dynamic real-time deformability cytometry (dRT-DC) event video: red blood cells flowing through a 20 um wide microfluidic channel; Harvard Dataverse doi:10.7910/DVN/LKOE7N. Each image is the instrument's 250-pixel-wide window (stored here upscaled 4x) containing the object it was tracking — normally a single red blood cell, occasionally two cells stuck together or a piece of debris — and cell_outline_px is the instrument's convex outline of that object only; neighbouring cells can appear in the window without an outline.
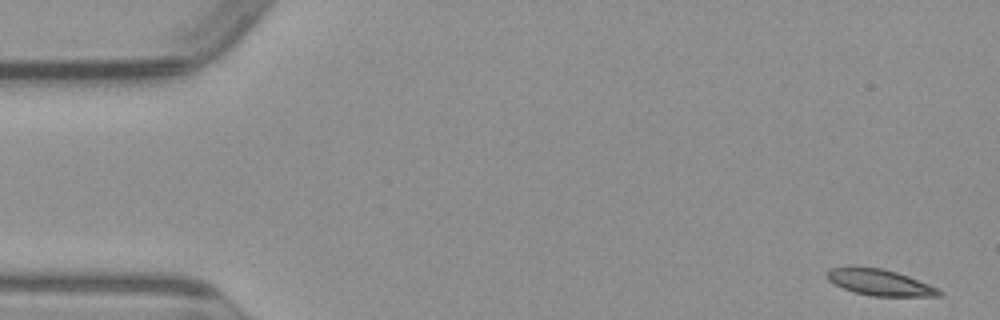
{"species": "common noctule bat (a hibernating species)", "species_latin": "Nyctalus noctula", "temperature_condition": "warm", "stored_images_in_passage": 50, "camera_frame_rate_fps": 3000, "um_per_image_px": 0.085, "animal": {"sex": "male", "body_mass_g": 23.1, "forearm_length_mm": 52.7}, "frame": {"image": 1, "passage_image": 1, "time_ms": 0.0, "image_size_px": [1000, 320], "cell_outline_px": [[944, 292], [940, 296], [872, 296], [852, 292], [828, 280], [824, 276], [828, 268], [848, 264], [884, 268], [908, 276], [940, 288]], "centroid_in_image_um": [74.72, 23.96], "position_along_channel_um": 10.3, "area_um2": 17.8}}
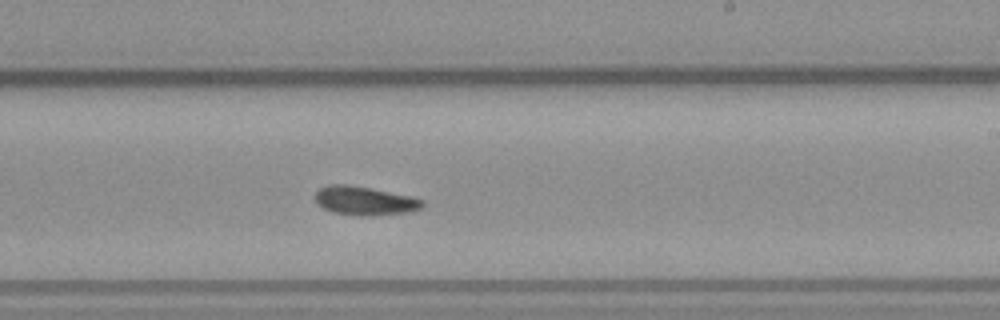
{"frame": {"image": 2, "passage_image": 29, "time_ms": 9.333, "image_size_px": [1000, 320], "cell_outline_px": [[424, 204], [420, 208], [408, 212], [360, 216], [332, 212], [324, 208], [316, 200], [316, 192], [320, 188], [328, 184], [348, 184], [412, 196], [424, 200]], "centroid_in_image_um": [31.0, 17.05], "position_along_channel_um": 258.0, "area_um2": 17.74}}
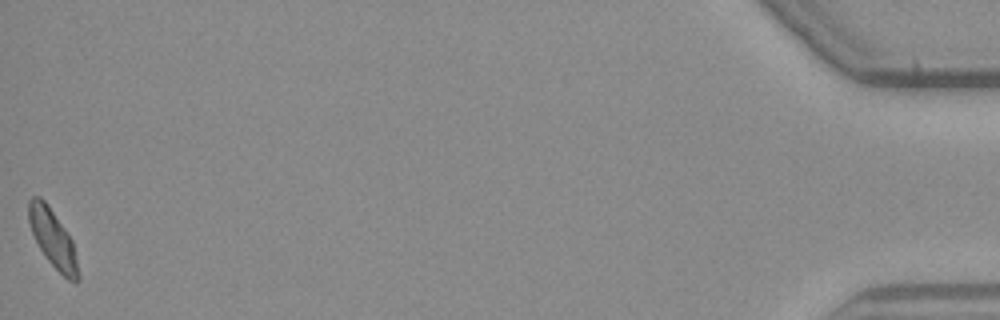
{"frame": {"image": 3, "passage_image": 50, "time_ms": 16.333, "image_size_px": [1000, 320], "cell_outline_px": [[80, 280], [76, 284], [68, 280], [44, 256], [32, 232], [28, 220], [28, 200], [32, 196], [40, 196], [44, 200], [72, 240], [80, 276]], "centroid_in_image_um": [4.49, 20.3], "position_along_channel_um": 430.7, "area_um2": 16.42}}